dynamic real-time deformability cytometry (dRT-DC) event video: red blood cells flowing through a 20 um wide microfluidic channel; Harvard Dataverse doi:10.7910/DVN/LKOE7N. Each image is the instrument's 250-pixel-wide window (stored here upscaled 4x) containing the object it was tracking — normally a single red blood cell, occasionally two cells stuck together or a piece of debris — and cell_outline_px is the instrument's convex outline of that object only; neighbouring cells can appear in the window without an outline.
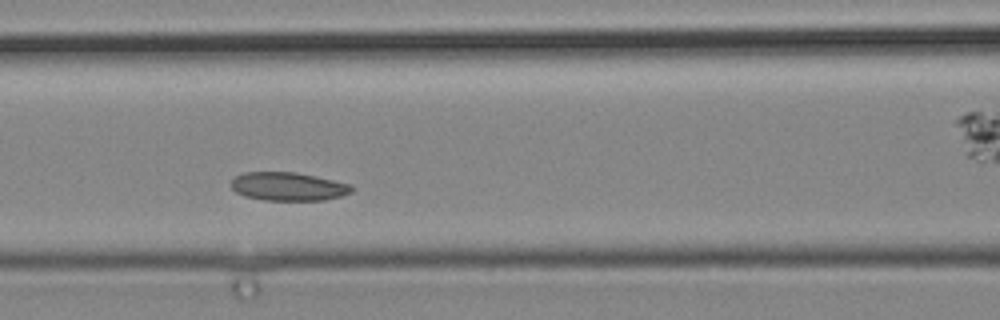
{"species": "common noctule bat (a hibernating species)", "species_latin": "Nyctalus noctula", "temperature_condition": "cold", "stored_images_in_passage": 40, "camera_frame_rate_fps": 3000, "um_per_image_px": 0.085, "animal": {"sex": "male", "body_mass_g": 19.2, "forearm_length_mm": 51.8}, "frame": {"image": 1, "passage_image": 14, "time_ms": 4.333, "image_size_px": [1000, 320], "cell_outline_px": [[352, 188], [348, 192], [336, 196], [320, 200], [272, 200], [248, 196], [232, 188], [232, 180], [236, 176], [248, 172], [288, 172], [312, 176], [344, 184]], "centroid_in_image_um": [24.4, 15.84], "position_along_channel_um": 142.2, "area_um2": 18.61}}
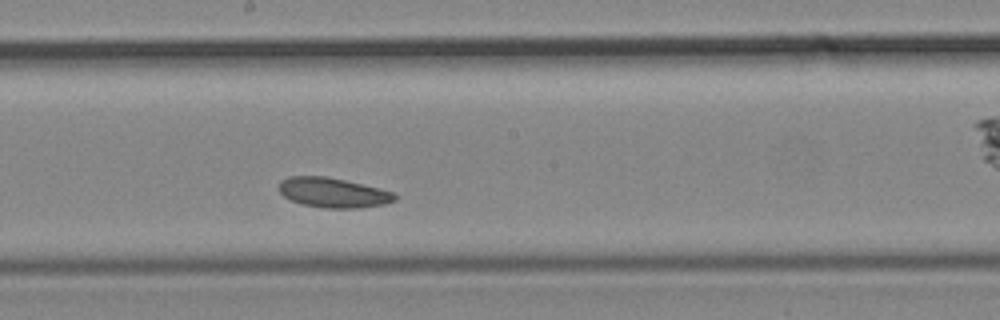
{"frame": {"image": 2, "passage_image": 19, "time_ms": 6.0, "image_size_px": [1000, 320], "cell_outline_px": [[396, 196], [392, 200], [380, 204], [340, 208], [308, 204], [292, 200], [284, 196], [280, 192], [280, 184], [284, 180], [296, 176], [320, 176], [340, 180], [376, 188], [388, 192]], "centroid_in_image_um": [28.23, 16.35], "position_along_channel_um": 220.0, "area_um2": 18.32}}
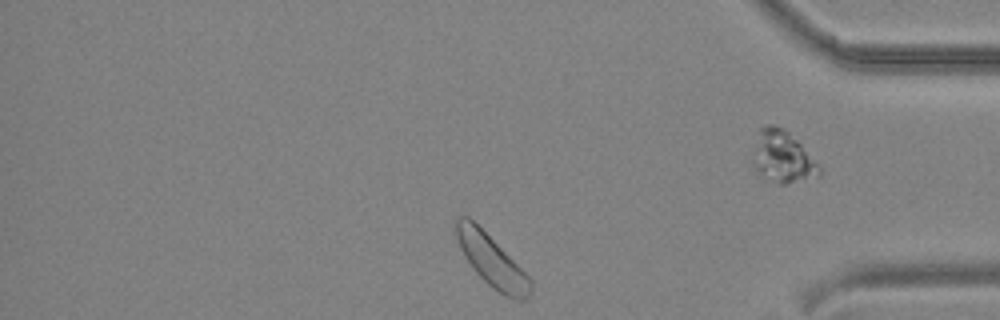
{"frame": {"image": 3, "passage_image": 32, "time_ms": 10.333, "image_size_px": [1000, 320], "cell_outline_px": [[524, 276], [504, 292], [500, 292], [468, 260], [460, 244], [460, 232], [468, 220], [472, 220], [492, 240]], "centroid_in_image_um": [41.51, 21.9], "position_along_channel_um": 393.7, "area_um2": 15.55}}